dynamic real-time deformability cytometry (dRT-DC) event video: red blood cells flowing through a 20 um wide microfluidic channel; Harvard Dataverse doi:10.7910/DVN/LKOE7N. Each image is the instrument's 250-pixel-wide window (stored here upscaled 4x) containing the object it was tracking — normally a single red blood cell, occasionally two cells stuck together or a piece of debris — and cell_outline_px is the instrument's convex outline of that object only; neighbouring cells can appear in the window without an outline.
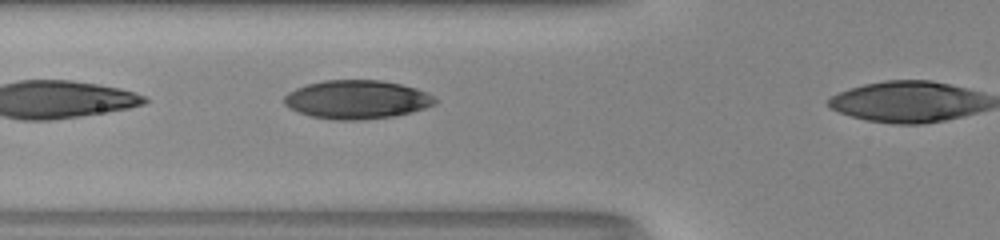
{"species": "human", "species_latin": "Homo sapiens", "temperature_condition": "room temperature", "stored_images_in_passage": 9, "camera_frame_rate_fps": 3000, "um_per_image_px": 0.085, "donor": {"sex": "male"}, "frame": {"image": 1, "passage_image": 8, "time_ms": 2.333, "image_size_px": [1000, 240], "cell_outline_px": [[440, 100], [436, 104], [412, 112], [396, 116], [360, 120], [332, 120], [308, 116], [288, 108], [284, 104], [284, 96], [288, 92], [296, 88], [308, 84], [324, 80], [380, 80], [400, 84], [416, 88], [428, 92]], "centroid_in_image_um": [30.35, 8.47], "position_along_channel_um": 95.5, "area_um2": 34.39}}